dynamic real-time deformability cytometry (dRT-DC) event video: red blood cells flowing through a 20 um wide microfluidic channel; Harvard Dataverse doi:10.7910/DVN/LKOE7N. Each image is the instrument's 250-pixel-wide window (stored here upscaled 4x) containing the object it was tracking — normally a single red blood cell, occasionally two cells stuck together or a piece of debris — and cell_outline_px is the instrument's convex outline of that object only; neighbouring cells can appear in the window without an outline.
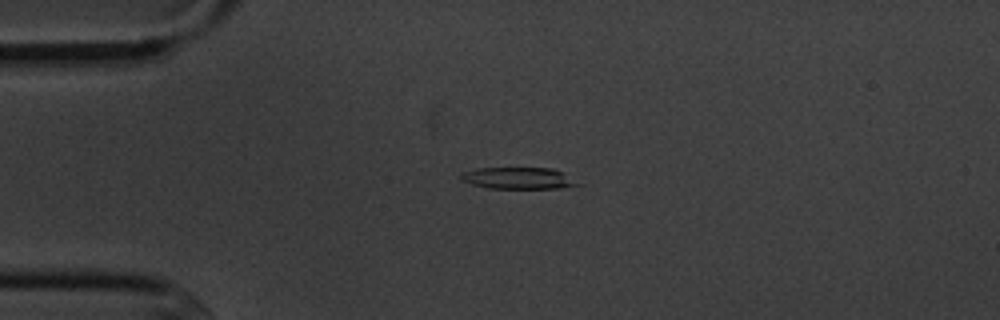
{"species": "common noctule bat (a hibernating species)", "species_latin": "Nyctalus noctula", "temperature_condition": "cold", "stored_images_in_passage": 2, "camera_frame_rate_fps": 3000, "um_per_image_px": 0.085, "animal": {"sex": "male", "body_mass_g": 20.1, "forearm_length_mm": 53.5}, "frame": {"image": 1, "passage_image": 2, "time_ms": 1.333, "image_size_px": [1000, 320], "cell_outline_px": [[584, 184], [560, 188], [488, 188], [472, 184], [460, 180], [460, 176], [464, 172], [480, 168], [552, 168], [564, 172]], "centroid_in_image_um": [44.13, 15.14], "position_along_channel_um": 40.9, "area_um2": 14.8}}